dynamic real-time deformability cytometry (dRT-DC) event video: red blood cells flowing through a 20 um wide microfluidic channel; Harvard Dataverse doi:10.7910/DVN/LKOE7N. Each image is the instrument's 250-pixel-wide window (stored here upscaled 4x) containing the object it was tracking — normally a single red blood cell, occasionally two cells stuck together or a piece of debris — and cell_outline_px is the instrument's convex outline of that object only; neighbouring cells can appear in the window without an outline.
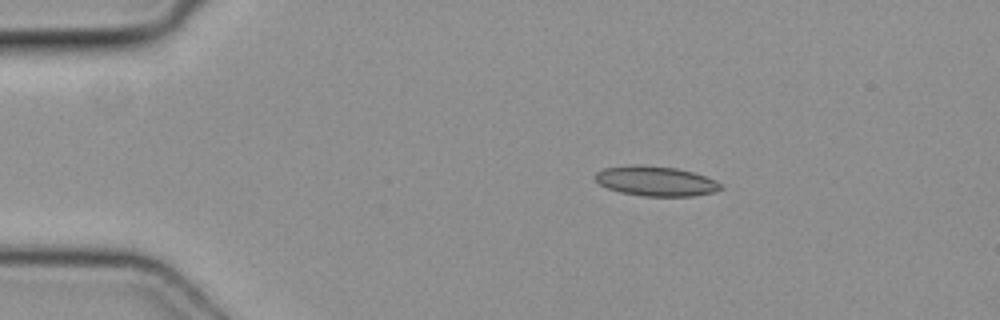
{"species": "common noctule bat (a hibernating species)", "species_latin": "Nyctalus noctula", "temperature_condition": "cold", "stored_images_in_passage": 34, "camera_frame_rate_fps": 3000, "um_per_image_px": 0.085, "animal": {"sex": "female", "body_mass_g": 19.3, "forearm_length_mm": 54.1}, "frame": {"image": 1, "passage_image": 3, "time_ms": 0.667, "image_size_px": [1000, 320], "cell_outline_px": [[724, 188], [712, 192], [692, 196], [640, 196], [620, 192], [608, 188], [600, 184], [596, 180], [596, 172], [604, 168], [632, 164], [640, 164], [676, 168], [692, 172], [716, 180]], "centroid_in_image_um": [55.73, 15.39], "position_along_channel_um": 29.3, "area_um2": 21.79}}
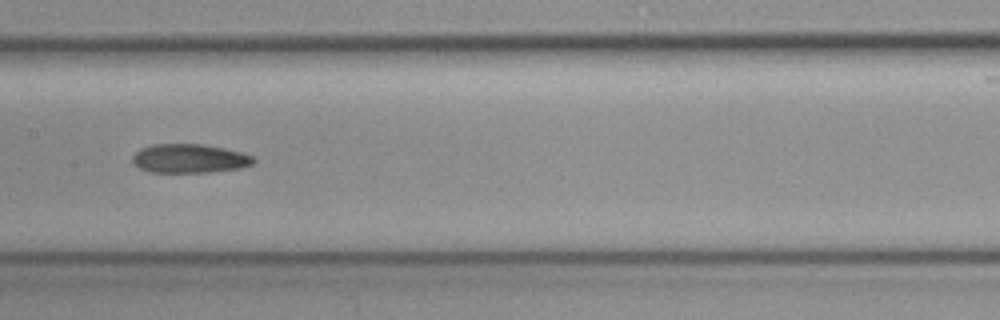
{"frame": {"image": 2, "passage_image": 19, "time_ms": 6.0, "image_size_px": [1000, 320], "cell_outline_px": [[256, 160], [252, 164], [240, 168], [208, 172], [148, 172], [132, 164], [132, 156], [140, 148], [152, 144], [200, 144], [224, 148], [240, 152], [252, 156]], "centroid_in_image_um": [16.06, 13.47], "position_along_channel_um": 191.3, "area_um2": 20.4}}
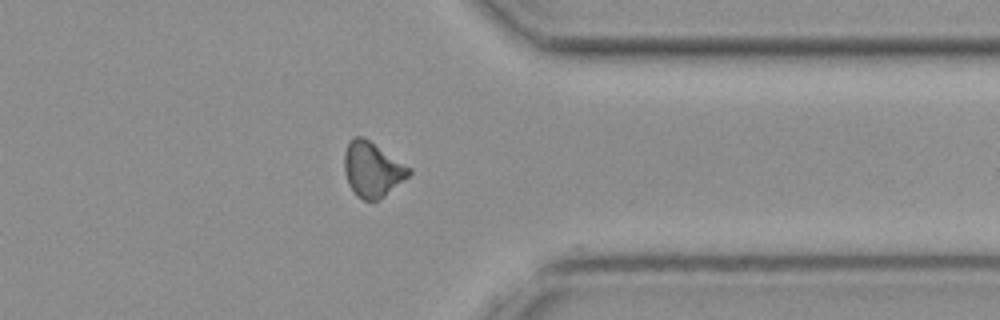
{"frame": {"image": 3, "passage_image": 33, "time_ms": 10.667, "image_size_px": [1000, 320], "cell_outline_px": [[412, 172], [408, 176], [380, 200], [364, 200], [356, 196], [348, 184], [344, 172], [344, 152], [352, 136], [360, 136], [368, 140], [412, 168]], "centroid_in_image_um": [31.63, 14.41], "position_along_channel_um": 379.8, "area_um2": 20.63}}